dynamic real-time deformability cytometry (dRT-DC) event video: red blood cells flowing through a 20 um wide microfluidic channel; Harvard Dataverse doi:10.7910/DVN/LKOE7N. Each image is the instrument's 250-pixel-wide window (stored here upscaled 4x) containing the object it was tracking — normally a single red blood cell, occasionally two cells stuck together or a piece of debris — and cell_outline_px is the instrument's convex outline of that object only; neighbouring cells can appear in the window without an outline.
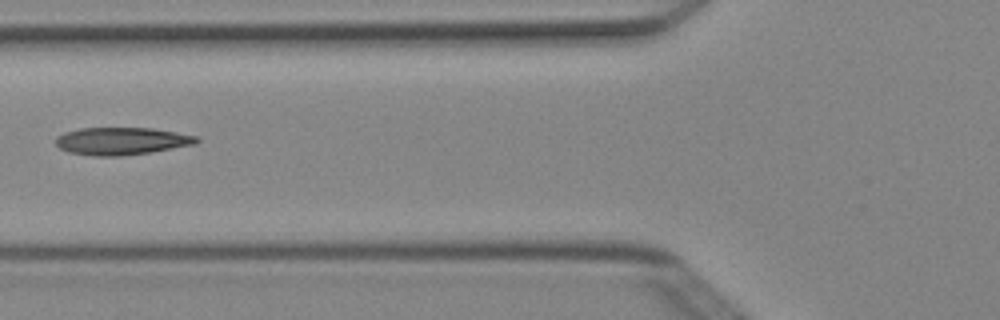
{"species": "Egyptian fruit bat (a non-hibernating species)", "species_latin": "Rousettus aegyptiacus", "temperature_condition": "cold", "stored_images_in_passage": 7, "camera_frame_rate_fps": 3000, "um_per_image_px": 0.085, "animal": {"sex": "female"}, "frame": {"image": 1, "passage_image": 6, "time_ms": 1.667, "image_size_px": [1000, 320], "cell_outline_px": [[200, 140], [196, 144], [148, 152], [120, 156], [92, 156], [68, 152], [60, 148], [56, 144], [56, 136], [64, 132], [80, 128], [152, 128], [200, 136]], "centroid_in_image_um": [10.33, 11.98], "position_along_channel_um": 115.5, "area_um2": 22.6}}
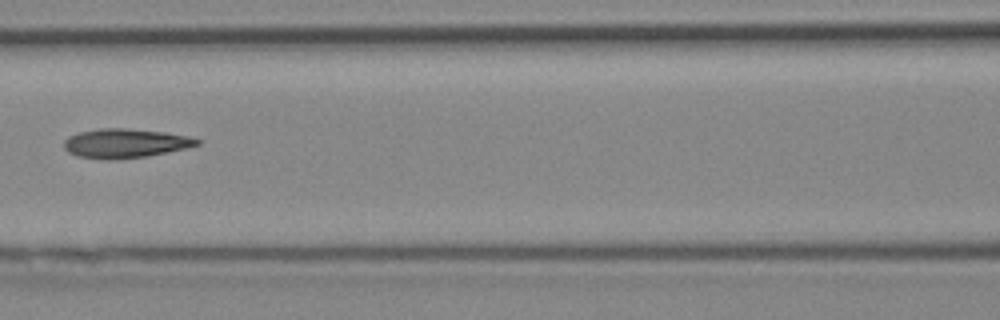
{"frame": {"image": 2, "passage_image": 7, "time_ms": 2.0, "image_size_px": [1000, 320], "cell_outline_px": [[200, 144], [188, 148], [148, 156], [112, 160], [104, 160], [76, 156], [68, 152], [64, 148], [64, 140], [68, 136], [80, 132], [100, 128], [124, 128], [164, 132], [188, 136], [200, 140]], "centroid_in_image_um": [10.63, 12.19], "position_along_channel_um": 156.0, "area_um2": 22.77}}